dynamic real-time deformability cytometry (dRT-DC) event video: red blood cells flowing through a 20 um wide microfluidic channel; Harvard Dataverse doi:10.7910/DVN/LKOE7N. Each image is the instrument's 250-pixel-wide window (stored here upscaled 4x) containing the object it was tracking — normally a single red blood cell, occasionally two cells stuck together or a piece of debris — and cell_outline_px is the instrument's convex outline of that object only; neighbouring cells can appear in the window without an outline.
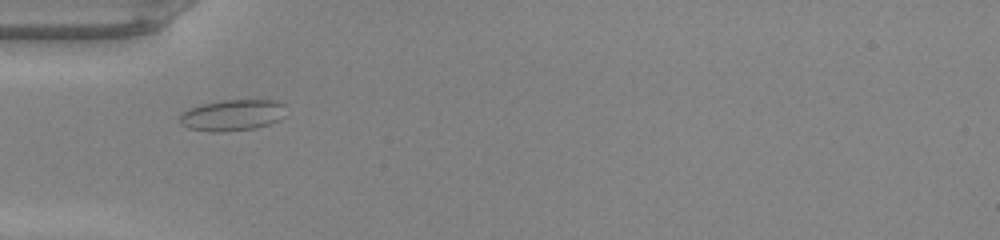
{"species": "common noctule bat (a hibernating species)", "species_latin": "Nyctalus noctula", "temperature_condition": "warm", "stored_images_in_passage": 35, "camera_frame_rate_fps": 3000, "um_per_image_px": 0.085, "animal": {"sex": "male", "body_mass_g": 20.0, "forearm_length_mm": 53.3}, "frame": {"image": 1, "passage_image": 1, "time_ms": 0.0, "image_size_px": [1000, 240], "cell_outline_px": [[284, 116], [280, 120], [256, 128], [220, 132], [208, 132], [188, 128], [180, 124], [180, 116], [184, 112], [200, 104], [224, 100], [276, 100], [284, 104]], "centroid_in_image_um": [19.76, 9.79], "position_along_channel_um": 65.2, "area_um2": 19.31}}
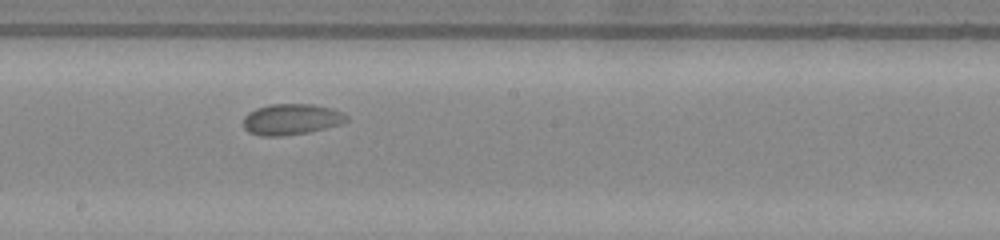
{"frame": {"image": 2, "passage_image": 13, "time_ms": 4.0, "image_size_px": [1000, 240], "cell_outline_px": [[348, 120], [340, 124], [308, 132], [280, 136], [260, 136], [248, 132], [244, 128], [244, 116], [248, 112], [256, 108], [268, 104], [312, 104], [332, 108], [344, 112], [348, 116]], "centroid_in_image_um": [24.75, 10.13], "position_along_channel_um": 223.4, "area_um2": 18.73}}
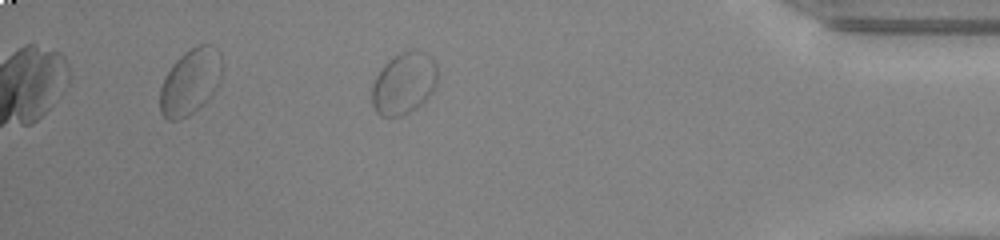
{"frame": {"image": 3, "passage_image": 29, "time_ms": 9.333, "image_size_px": [1000, 240], "cell_outline_px": [[436, 84], [432, 92], [416, 108], [400, 116], [380, 116], [376, 112], [372, 104], [372, 84], [376, 76], [384, 64], [388, 60], [400, 52], [424, 52], [436, 64]], "centroid_in_image_um": [34.29, 7.11], "position_along_channel_um": 400.9, "area_um2": 23.18}, "authors_computed_cell_mechanics": {"area_um2": 19.0162, "velocity_mm_per_s": 4.0072, "shape_relaxation_time_tau1_ms": 9.4915, "shape_relaxation_time_tau2_ms": null, "deformation_change_tau1": 0.1109, "deformation_change_tau2": null}}